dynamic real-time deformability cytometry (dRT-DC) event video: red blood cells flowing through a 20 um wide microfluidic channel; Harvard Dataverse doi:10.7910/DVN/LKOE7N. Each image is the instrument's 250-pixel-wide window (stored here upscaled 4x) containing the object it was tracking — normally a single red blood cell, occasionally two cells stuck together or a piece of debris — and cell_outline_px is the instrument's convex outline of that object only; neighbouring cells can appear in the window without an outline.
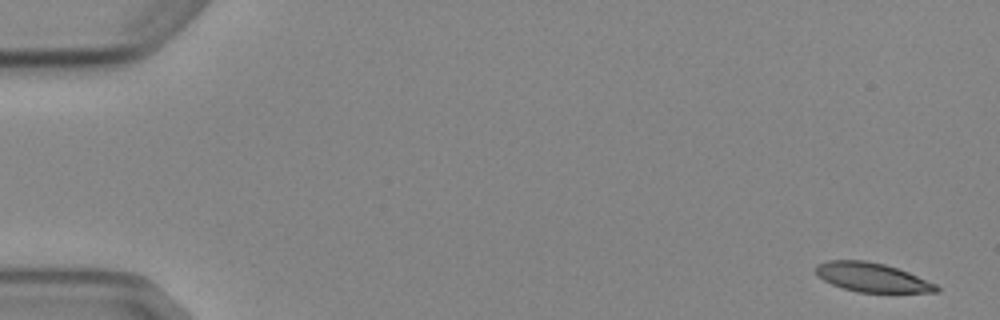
{"species": "Egyptian fruit bat (a non-hibernating species)", "species_latin": "Rousettus aegyptiacus", "temperature_condition": "cold", "stored_images_in_passage": 4, "camera_frame_rate_fps": 3000, "um_per_image_px": 0.085, "animal": {"sex": "female"}, "frame": {"image": 1, "passage_image": 1, "time_ms": 0.0, "image_size_px": [1000, 320], "cell_outline_px": [[940, 288], [936, 292], [860, 292], [844, 288], [832, 284], [824, 280], [816, 272], [816, 264], [828, 260], [864, 260], [884, 264], [908, 272], [936, 284]], "centroid_in_image_um": [74.12, 23.57], "position_along_channel_um": 10.9, "area_um2": 20.11}}
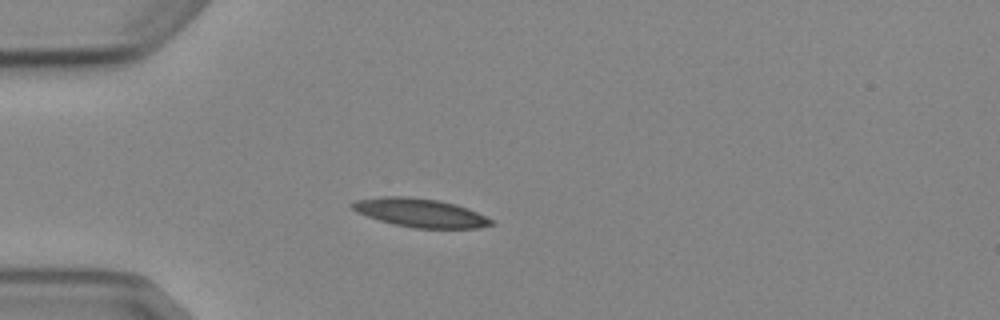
{"frame": {"image": 2, "passage_image": 4, "time_ms": 4.333, "image_size_px": [1000, 320], "cell_outline_px": [[492, 224], [480, 228], [416, 228], [396, 224], [380, 220], [356, 212], [348, 204], [356, 200], [380, 196], [408, 196], [440, 200], [456, 204], [468, 208], [492, 220]], "centroid_in_image_um": [35.69, 18.07], "position_along_channel_um": 49.3, "area_um2": 23.06}}